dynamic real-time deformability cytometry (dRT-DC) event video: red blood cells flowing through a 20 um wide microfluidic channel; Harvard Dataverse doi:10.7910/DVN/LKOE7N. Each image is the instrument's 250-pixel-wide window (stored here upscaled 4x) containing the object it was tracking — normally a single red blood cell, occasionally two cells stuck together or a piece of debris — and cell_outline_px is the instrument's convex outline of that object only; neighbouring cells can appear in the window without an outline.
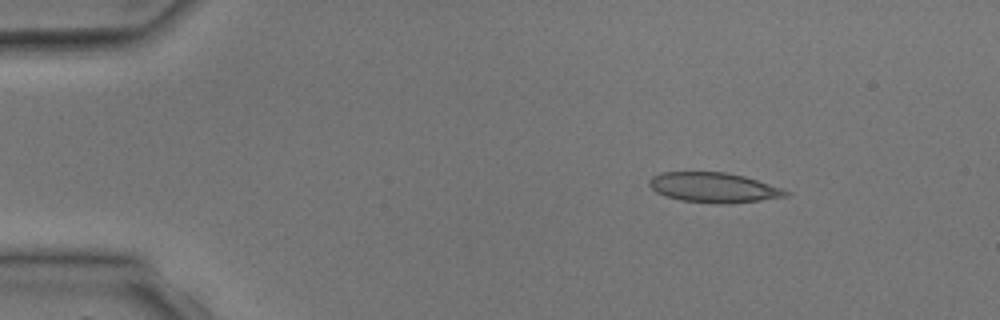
{"species": "common noctule bat (a hibernating species)", "species_latin": "Nyctalus noctula", "temperature_condition": "room temperature", "stored_images_in_passage": 3, "camera_frame_rate_fps": 3000, "um_per_image_px": 0.085, "animal": {"sex": "male", "body_mass_g": 17.9, "forearm_length_mm": 54.2}, "frame": {"image": 1, "passage_image": 2, "time_ms": 1.333, "image_size_px": [1000, 320], "cell_outline_px": [[792, 192], [788, 196], [760, 200], [680, 200], [656, 192], [648, 184], [648, 180], [652, 176], [660, 172], [724, 172], [744, 176], [784, 188]], "centroid_in_image_um": [60.66, 15.87], "position_along_channel_um": 24.3, "area_um2": 22.66}}
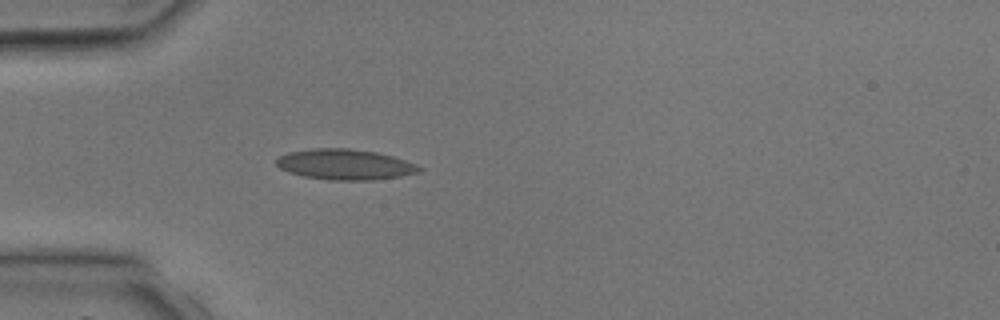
{"frame": {"image": 2, "passage_image": 3, "time_ms": 3.333, "image_size_px": [1000, 320], "cell_outline_px": [[424, 168], [420, 172], [400, 176], [372, 180], [328, 180], [304, 176], [288, 172], [280, 168], [276, 164], [276, 160], [280, 156], [288, 152], [316, 148], [348, 148], [376, 152], [392, 156], [416, 164]], "centroid_in_image_um": [29.33, 13.98], "position_along_channel_um": 55.7, "area_um2": 25.37}}